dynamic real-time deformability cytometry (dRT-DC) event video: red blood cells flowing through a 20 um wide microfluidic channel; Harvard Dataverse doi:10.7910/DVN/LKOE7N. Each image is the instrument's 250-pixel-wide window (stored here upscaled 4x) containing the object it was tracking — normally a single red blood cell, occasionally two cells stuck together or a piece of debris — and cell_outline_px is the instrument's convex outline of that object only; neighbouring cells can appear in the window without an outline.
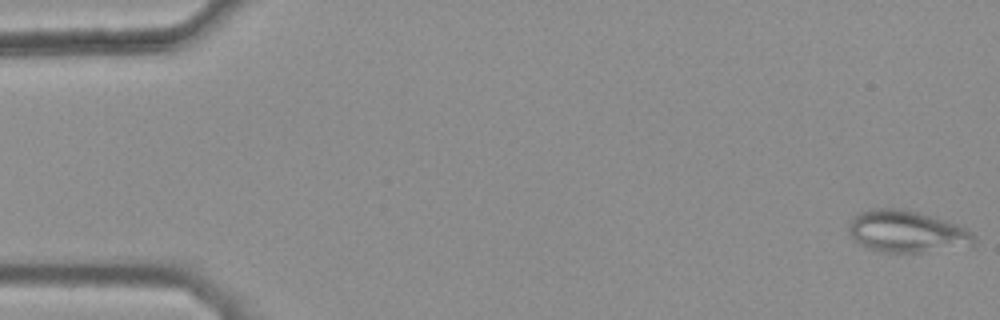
{"species": "common noctule bat (a hibernating species)", "species_latin": "Nyctalus noctula", "temperature_condition": "warm", "stored_images_in_passage": 14, "camera_frame_rate_fps": 3000, "um_per_image_px": 0.085, "animal": {"sex": "female", "body_mass_g": 25.1}, "frame": {"image": 1, "passage_image": 1, "time_ms": 0.0, "image_size_px": [1000, 320], "cell_outline_px": [[976, 244], [972, 248], [924, 252], [880, 252], [868, 248], [852, 240], [848, 232], [848, 224], [852, 216], [868, 208], [900, 208], [920, 212], [936, 216], [956, 224], [972, 232], [976, 236]], "centroid_in_image_um": [77.12, 19.69], "position_along_channel_um": 7.9, "area_um2": 31.67}}